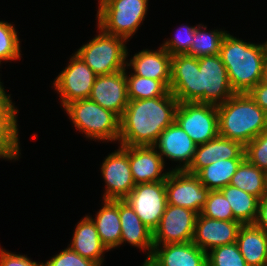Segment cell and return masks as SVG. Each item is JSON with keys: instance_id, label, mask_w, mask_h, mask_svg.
I'll return each instance as SVG.
<instances>
[{"instance_id": "6da1fadb", "label": "cell", "mask_w": 267, "mask_h": 266, "mask_svg": "<svg viewBox=\"0 0 267 266\" xmlns=\"http://www.w3.org/2000/svg\"><path fill=\"white\" fill-rule=\"evenodd\" d=\"M169 91L179 103L214 106L225 103L235 94L219 54L199 58L187 54L172 56Z\"/></svg>"}, {"instance_id": "7a4b0ae2", "label": "cell", "mask_w": 267, "mask_h": 266, "mask_svg": "<svg viewBox=\"0 0 267 266\" xmlns=\"http://www.w3.org/2000/svg\"><path fill=\"white\" fill-rule=\"evenodd\" d=\"M178 100L166 96L129 100L120 118L119 145L154 146L160 134L175 121Z\"/></svg>"}, {"instance_id": "3957f363", "label": "cell", "mask_w": 267, "mask_h": 266, "mask_svg": "<svg viewBox=\"0 0 267 266\" xmlns=\"http://www.w3.org/2000/svg\"><path fill=\"white\" fill-rule=\"evenodd\" d=\"M219 55L235 93H248L261 82L267 57L265 43L245 42L227 32Z\"/></svg>"}, {"instance_id": "277c9868", "label": "cell", "mask_w": 267, "mask_h": 266, "mask_svg": "<svg viewBox=\"0 0 267 266\" xmlns=\"http://www.w3.org/2000/svg\"><path fill=\"white\" fill-rule=\"evenodd\" d=\"M219 136L241 143L244 147L267 130V113L248 93H235L217 106Z\"/></svg>"}, {"instance_id": "5b68a950", "label": "cell", "mask_w": 267, "mask_h": 266, "mask_svg": "<svg viewBox=\"0 0 267 266\" xmlns=\"http://www.w3.org/2000/svg\"><path fill=\"white\" fill-rule=\"evenodd\" d=\"M75 129L86 139L107 142H118L120 118L110 110L87 99L70 102L64 108Z\"/></svg>"}, {"instance_id": "8992f818", "label": "cell", "mask_w": 267, "mask_h": 266, "mask_svg": "<svg viewBox=\"0 0 267 266\" xmlns=\"http://www.w3.org/2000/svg\"><path fill=\"white\" fill-rule=\"evenodd\" d=\"M149 0H98L97 26L129 41L145 19Z\"/></svg>"}, {"instance_id": "52a82bcc", "label": "cell", "mask_w": 267, "mask_h": 266, "mask_svg": "<svg viewBox=\"0 0 267 266\" xmlns=\"http://www.w3.org/2000/svg\"><path fill=\"white\" fill-rule=\"evenodd\" d=\"M98 35L75 52L98 75L124 70L129 56L124 38L108 34L98 27Z\"/></svg>"}, {"instance_id": "ba28073f", "label": "cell", "mask_w": 267, "mask_h": 266, "mask_svg": "<svg viewBox=\"0 0 267 266\" xmlns=\"http://www.w3.org/2000/svg\"><path fill=\"white\" fill-rule=\"evenodd\" d=\"M175 121L196 145L205 144L219 135L217 106L211 104L179 103Z\"/></svg>"}, {"instance_id": "9c48e42d", "label": "cell", "mask_w": 267, "mask_h": 266, "mask_svg": "<svg viewBox=\"0 0 267 266\" xmlns=\"http://www.w3.org/2000/svg\"><path fill=\"white\" fill-rule=\"evenodd\" d=\"M72 55L65 69L58 74L52 84L59 94L63 108L70 102L89 98L97 77L76 53Z\"/></svg>"}, {"instance_id": "30bf717a", "label": "cell", "mask_w": 267, "mask_h": 266, "mask_svg": "<svg viewBox=\"0 0 267 266\" xmlns=\"http://www.w3.org/2000/svg\"><path fill=\"white\" fill-rule=\"evenodd\" d=\"M124 201L153 232L158 227L168 204L165 181L137 184Z\"/></svg>"}, {"instance_id": "8fae6325", "label": "cell", "mask_w": 267, "mask_h": 266, "mask_svg": "<svg viewBox=\"0 0 267 266\" xmlns=\"http://www.w3.org/2000/svg\"><path fill=\"white\" fill-rule=\"evenodd\" d=\"M108 154L101 164V175L105 182L104 200H124L135 187L128 160V146Z\"/></svg>"}, {"instance_id": "7c38bea8", "label": "cell", "mask_w": 267, "mask_h": 266, "mask_svg": "<svg viewBox=\"0 0 267 266\" xmlns=\"http://www.w3.org/2000/svg\"><path fill=\"white\" fill-rule=\"evenodd\" d=\"M165 186L168 204L190 209L197 214L201 213L210 191L196 175L185 170H170Z\"/></svg>"}, {"instance_id": "4fadbf2b", "label": "cell", "mask_w": 267, "mask_h": 266, "mask_svg": "<svg viewBox=\"0 0 267 266\" xmlns=\"http://www.w3.org/2000/svg\"><path fill=\"white\" fill-rule=\"evenodd\" d=\"M197 215L190 209L167 204L158 227L153 231V245L191 242Z\"/></svg>"}, {"instance_id": "5bb4252c", "label": "cell", "mask_w": 267, "mask_h": 266, "mask_svg": "<svg viewBox=\"0 0 267 266\" xmlns=\"http://www.w3.org/2000/svg\"><path fill=\"white\" fill-rule=\"evenodd\" d=\"M126 69L109 75H98L91 89L89 99L112 111L119 118L126 109L129 97Z\"/></svg>"}, {"instance_id": "9a60e30c", "label": "cell", "mask_w": 267, "mask_h": 266, "mask_svg": "<svg viewBox=\"0 0 267 266\" xmlns=\"http://www.w3.org/2000/svg\"><path fill=\"white\" fill-rule=\"evenodd\" d=\"M196 146L197 145L176 121L160 134L154 145L164 163L165 157L171 161L177 162L175 168L171 169L177 171L186 170L190 166L193 161Z\"/></svg>"}, {"instance_id": "2e32d148", "label": "cell", "mask_w": 267, "mask_h": 266, "mask_svg": "<svg viewBox=\"0 0 267 266\" xmlns=\"http://www.w3.org/2000/svg\"><path fill=\"white\" fill-rule=\"evenodd\" d=\"M241 225L239 221L217 220L198 214L192 242L206 253L213 248L233 244Z\"/></svg>"}, {"instance_id": "e0dca14e", "label": "cell", "mask_w": 267, "mask_h": 266, "mask_svg": "<svg viewBox=\"0 0 267 266\" xmlns=\"http://www.w3.org/2000/svg\"><path fill=\"white\" fill-rule=\"evenodd\" d=\"M128 160L136 185L166 181L170 172H164L165 163L154 146H128Z\"/></svg>"}, {"instance_id": "ac0fdd59", "label": "cell", "mask_w": 267, "mask_h": 266, "mask_svg": "<svg viewBox=\"0 0 267 266\" xmlns=\"http://www.w3.org/2000/svg\"><path fill=\"white\" fill-rule=\"evenodd\" d=\"M171 58L172 56L160 45L157 50L143 49L135 53L130 60L127 59L126 66L132 68L134 75L160 80L169 89Z\"/></svg>"}, {"instance_id": "d6986e66", "label": "cell", "mask_w": 267, "mask_h": 266, "mask_svg": "<svg viewBox=\"0 0 267 266\" xmlns=\"http://www.w3.org/2000/svg\"><path fill=\"white\" fill-rule=\"evenodd\" d=\"M244 152L245 147L241 143L218 135L205 144L196 146L193 161L185 171L196 175L218 159H245Z\"/></svg>"}, {"instance_id": "ffe728a7", "label": "cell", "mask_w": 267, "mask_h": 266, "mask_svg": "<svg viewBox=\"0 0 267 266\" xmlns=\"http://www.w3.org/2000/svg\"><path fill=\"white\" fill-rule=\"evenodd\" d=\"M148 260L155 266H207V253L192 241L154 245Z\"/></svg>"}, {"instance_id": "44dd1931", "label": "cell", "mask_w": 267, "mask_h": 266, "mask_svg": "<svg viewBox=\"0 0 267 266\" xmlns=\"http://www.w3.org/2000/svg\"><path fill=\"white\" fill-rule=\"evenodd\" d=\"M119 217L121 225L120 246L128 243L145 252L146 259L153 251V232L140 220L133 208L124 200H119ZM147 250V251H146Z\"/></svg>"}, {"instance_id": "7402d4cb", "label": "cell", "mask_w": 267, "mask_h": 266, "mask_svg": "<svg viewBox=\"0 0 267 266\" xmlns=\"http://www.w3.org/2000/svg\"><path fill=\"white\" fill-rule=\"evenodd\" d=\"M76 225L71 243L68 246L83 258L90 259L102 266L105 259L104 253L108 250L102 244L92 219L85 215Z\"/></svg>"}, {"instance_id": "603a6c76", "label": "cell", "mask_w": 267, "mask_h": 266, "mask_svg": "<svg viewBox=\"0 0 267 266\" xmlns=\"http://www.w3.org/2000/svg\"><path fill=\"white\" fill-rule=\"evenodd\" d=\"M236 243L248 266H267V234L255 224H242Z\"/></svg>"}, {"instance_id": "cb8c5ba5", "label": "cell", "mask_w": 267, "mask_h": 266, "mask_svg": "<svg viewBox=\"0 0 267 266\" xmlns=\"http://www.w3.org/2000/svg\"><path fill=\"white\" fill-rule=\"evenodd\" d=\"M103 206L92 219L102 244L108 251L120 247L121 225L119 217V200H102Z\"/></svg>"}, {"instance_id": "d4e9b609", "label": "cell", "mask_w": 267, "mask_h": 266, "mask_svg": "<svg viewBox=\"0 0 267 266\" xmlns=\"http://www.w3.org/2000/svg\"><path fill=\"white\" fill-rule=\"evenodd\" d=\"M10 98L0 108V158L18 160L21 155L17 124L18 109Z\"/></svg>"}, {"instance_id": "484cf974", "label": "cell", "mask_w": 267, "mask_h": 266, "mask_svg": "<svg viewBox=\"0 0 267 266\" xmlns=\"http://www.w3.org/2000/svg\"><path fill=\"white\" fill-rule=\"evenodd\" d=\"M230 185L256 196L260 200L267 194V173L245 158L232 176Z\"/></svg>"}, {"instance_id": "4316f807", "label": "cell", "mask_w": 267, "mask_h": 266, "mask_svg": "<svg viewBox=\"0 0 267 266\" xmlns=\"http://www.w3.org/2000/svg\"><path fill=\"white\" fill-rule=\"evenodd\" d=\"M233 212L234 219L241 224H254L258 215L259 199L237 187L227 185L220 190Z\"/></svg>"}, {"instance_id": "83f0119b", "label": "cell", "mask_w": 267, "mask_h": 266, "mask_svg": "<svg viewBox=\"0 0 267 266\" xmlns=\"http://www.w3.org/2000/svg\"><path fill=\"white\" fill-rule=\"evenodd\" d=\"M244 159H218L216 162L202 168L196 176L210 191L221 190L230 184L232 176Z\"/></svg>"}, {"instance_id": "f1b7e54d", "label": "cell", "mask_w": 267, "mask_h": 266, "mask_svg": "<svg viewBox=\"0 0 267 266\" xmlns=\"http://www.w3.org/2000/svg\"><path fill=\"white\" fill-rule=\"evenodd\" d=\"M206 31V25H197L194 32V40L189 50V56L199 58L202 56H212L219 54L223 38L227 34V31H223V29H214L207 32Z\"/></svg>"}, {"instance_id": "f546056e", "label": "cell", "mask_w": 267, "mask_h": 266, "mask_svg": "<svg viewBox=\"0 0 267 266\" xmlns=\"http://www.w3.org/2000/svg\"><path fill=\"white\" fill-rule=\"evenodd\" d=\"M126 80L129 100L166 96L170 92L160 80L140 77L132 72L129 75L127 70Z\"/></svg>"}, {"instance_id": "4dcf8cb0", "label": "cell", "mask_w": 267, "mask_h": 266, "mask_svg": "<svg viewBox=\"0 0 267 266\" xmlns=\"http://www.w3.org/2000/svg\"><path fill=\"white\" fill-rule=\"evenodd\" d=\"M18 32L12 23L0 21V63L21 58Z\"/></svg>"}, {"instance_id": "1f68e13d", "label": "cell", "mask_w": 267, "mask_h": 266, "mask_svg": "<svg viewBox=\"0 0 267 266\" xmlns=\"http://www.w3.org/2000/svg\"><path fill=\"white\" fill-rule=\"evenodd\" d=\"M207 266H248L237 243L222 245L207 252Z\"/></svg>"}, {"instance_id": "d6a6232c", "label": "cell", "mask_w": 267, "mask_h": 266, "mask_svg": "<svg viewBox=\"0 0 267 266\" xmlns=\"http://www.w3.org/2000/svg\"><path fill=\"white\" fill-rule=\"evenodd\" d=\"M200 214L217 220L236 221L229 202L220 190L209 191Z\"/></svg>"}, {"instance_id": "836d02e7", "label": "cell", "mask_w": 267, "mask_h": 266, "mask_svg": "<svg viewBox=\"0 0 267 266\" xmlns=\"http://www.w3.org/2000/svg\"><path fill=\"white\" fill-rule=\"evenodd\" d=\"M196 26H187L183 24L177 29L175 37L167 39L161 46L171 55L189 54L192 42L194 40V32Z\"/></svg>"}, {"instance_id": "e575fe53", "label": "cell", "mask_w": 267, "mask_h": 266, "mask_svg": "<svg viewBox=\"0 0 267 266\" xmlns=\"http://www.w3.org/2000/svg\"><path fill=\"white\" fill-rule=\"evenodd\" d=\"M245 158L267 173V130L245 146Z\"/></svg>"}, {"instance_id": "d590c367", "label": "cell", "mask_w": 267, "mask_h": 266, "mask_svg": "<svg viewBox=\"0 0 267 266\" xmlns=\"http://www.w3.org/2000/svg\"><path fill=\"white\" fill-rule=\"evenodd\" d=\"M42 266H99L96 262L83 258L77 252H74L69 246L60 253L51 257Z\"/></svg>"}, {"instance_id": "8d00e7d4", "label": "cell", "mask_w": 267, "mask_h": 266, "mask_svg": "<svg viewBox=\"0 0 267 266\" xmlns=\"http://www.w3.org/2000/svg\"><path fill=\"white\" fill-rule=\"evenodd\" d=\"M0 266H42V262L38 263L25 254L12 253L0 247Z\"/></svg>"}, {"instance_id": "74e56055", "label": "cell", "mask_w": 267, "mask_h": 266, "mask_svg": "<svg viewBox=\"0 0 267 266\" xmlns=\"http://www.w3.org/2000/svg\"><path fill=\"white\" fill-rule=\"evenodd\" d=\"M248 94L255 103L267 113V85L259 82Z\"/></svg>"}, {"instance_id": "f35d334b", "label": "cell", "mask_w": 267, "mask_h": 266, "mask_svg": "<svg viewBox=\"0 0 267 266\" xmlns=\"http://www.w3.org/2000/svg\"><path fill=\"white\" fill-rule=\"evenodd\" d=\"M267 234V194L258 203V215L254 223Z\"/></svg>"}, {"instance_id": "ab89813d", "label": "cell", "mask_w": 267, "mask_h": 266, "mask_svg": "<svg viewBox=\"0 0 267 266\" xmlns=\"http://www.w3.org/2000/svg\"><path fill=\"white\" fill-rule=\"evenodd\" d=\"M11 94H6L3 85H0V108L11 98Z\"/></svg>"}, {"instance_id": "60d3db41", "label": "cell", "mask_w": 267, "mask_h": 266, "mask_svg": "<svg viewBox=\"0 0 267 266\" xmlns=\"http://www.w3.org/2000/svg\"><path fill=\"white\" fill-rule=\"evenodd\" d=\"M261 82L267 85V57H266L265 62H264Z\"/></svg>"}, {"instance_id": "b9f144b4", "label": "cell", "mask_w": 267, "mask_h": 266, "mask_svg": "<svg viewBox=\"0 0 267 266\" xmlns=\"http://www.w3.org/2000/svg\"><path fill=\"white\" fill-rule=\"evenodd\" d=\"M141 266H155L148 259H145Z\"/></svg>"}, {"instance_id": "7bdbcfd3", "label": "cell", "mask_w": 267, "mask_h": 266, "mask_svg": "<svg viewBox=\"0 0 267 266\" xmlns=\"http://www.w3.org/2000/svg\"><path fill=\"white\" fill-rule=\"evenodd\" d=\"M265 43V47H266V52H267V41L266 42H264Z\"/></svg>"}]
</instances>
